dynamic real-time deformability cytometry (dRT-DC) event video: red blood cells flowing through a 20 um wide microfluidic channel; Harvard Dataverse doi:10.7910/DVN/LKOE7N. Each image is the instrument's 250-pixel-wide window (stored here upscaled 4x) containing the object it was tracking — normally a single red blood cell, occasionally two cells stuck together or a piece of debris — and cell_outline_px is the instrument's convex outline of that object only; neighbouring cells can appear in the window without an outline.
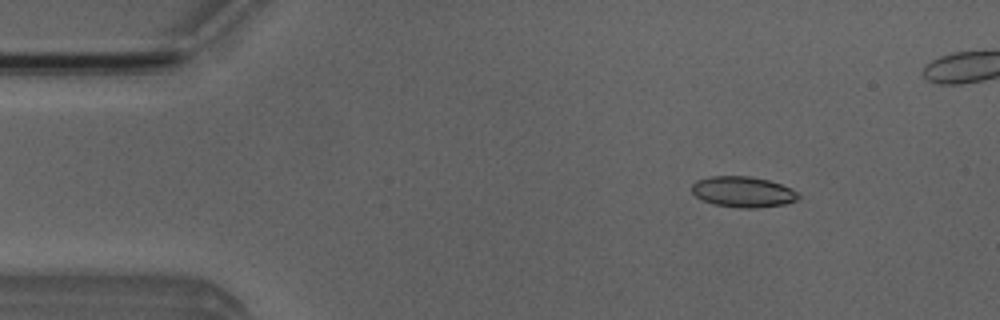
{"species": "Egyptian fruit bat (a non-hibernating species)", "species_latin": "Rousettus aegyptiacus", "temperature_condition": "room temperature", "stored_images_in_passage": 49, "camera_frame_rate_fps": 3000, "um_per_image_px": 0.085, "animal": {"sex": "male"}, "frame": {"image": 1, "passage_image": 4, "time_ms": 1.0, "image_size_px": [1000, 320], "cell_outline_px": [[800, 196], [796, 200], [784, 204], [756, 208], [740, 208], [716, 204], [700, 200], [692, 192], [692, 184], [696, 180], [712, 176], [748, 176], [768, 180], [792, 188]], "centroid_in_image_um": [63.13, 16.31], "position_along_channel_um": 21.9, "area_um2": 19.02}}
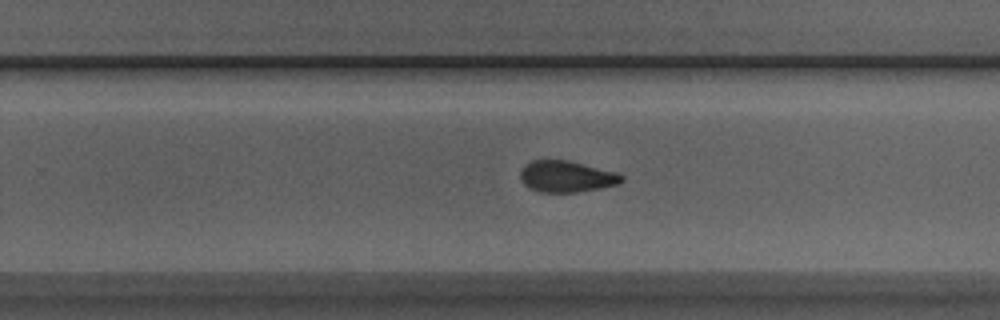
{"frame": {"image": 2, "passage_image": 29, "time_ms": 9.333, "image_size_px": [1000, 320], "cell_outline_px": [[624, 180], [616, 184], [600, 188], [576, 192], [540, 192], [528, 188], [524, 184], [520, 176], [520, 172], [532, 160], [568, 160], [620, 172], [624, 176]], "centroid_in_image_um": [48.2, 15.0], "position_along_channel_um": 281.6, "area_um2": 18.55}}
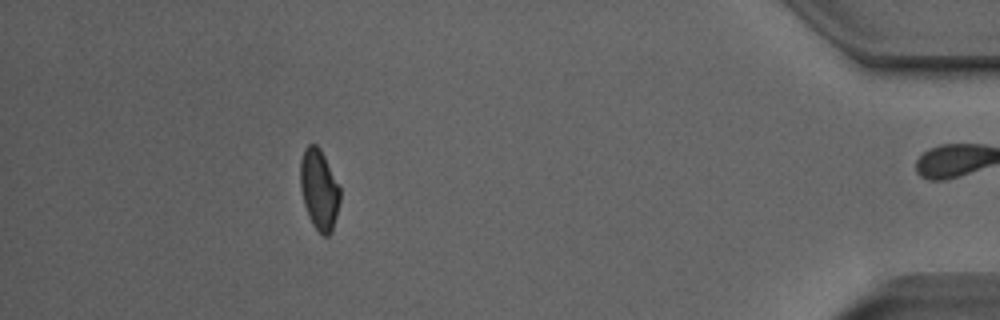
{"frame": {"image": 3, "passage_image": 43, "time_ms": 14.0, "image_size_px": [1000, 320], "cell_outline_px": [[340, 200], [332, 232], [328, 236], [324, 236], [312, 224], [308, 216], [304, 204], [300, 188], [300, 160], [304, 148], [308, 144], [316, 144], [320, 148], [340, 188]], "centroid_in_image_um": [27.11, 16.1], "position_along_channel_um": 408.1, "area_um2": 18.61}, "authors_computed_cell_mechanics": {"area_um2": 19.074, "velocity_mm_per_s": 3.9918, "shape_relaxation_time_tau1_ms": 4.4975, "shape_relaxation_time_tau2_ms": 2.0466, "deformation_change_tau1": 0.1093, "deformation_change_tau2": 0.0644}}